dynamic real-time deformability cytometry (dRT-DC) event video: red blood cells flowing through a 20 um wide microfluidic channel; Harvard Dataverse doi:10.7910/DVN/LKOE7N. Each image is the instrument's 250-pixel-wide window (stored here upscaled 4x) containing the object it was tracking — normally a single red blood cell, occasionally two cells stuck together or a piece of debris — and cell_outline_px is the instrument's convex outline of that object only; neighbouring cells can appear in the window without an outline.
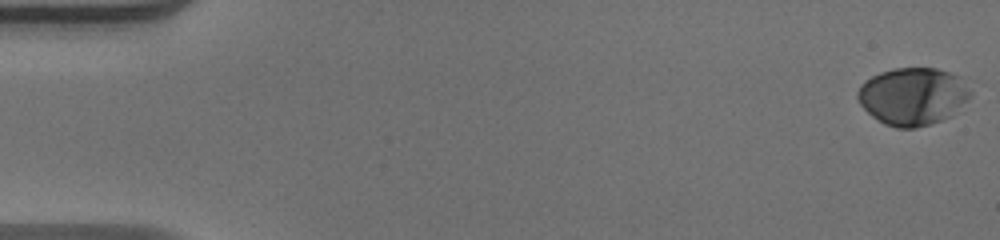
{"species": "human", "species_latin": "Homo sapiens", "temperature_condition": "warm", "stored_images_in_passage": 53, "camera_frame_rate_fps": 3000, "um_per_image_px": 0.085, "donor": {"sex": "male"}, "frame": {"image": 1, "passage_image": 1, "time_ms": 0.0, "image_size_px": [1000, 240], "cell_outline_px": [[972, 92], [952, 116], [916, 128], [896, 128], [884, 124], [872, 116], [860, 104], [856, 96], [856, 92], [860, 84], [872, 76], [880, 72], [896, 68], [936, 68], [948, 72], [956, 76]], "centroid_in_image_um": [77.53, 8.19], "position_along_channel_um": 7.5, "area_um2": 37.45}}
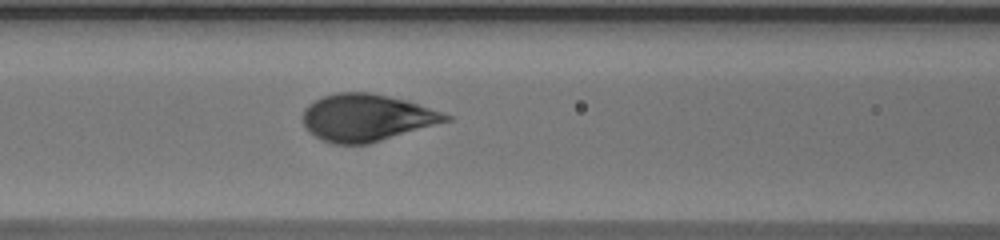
{"frame": {"image": 2, "passage_image": 23, "time_ms": 7.333, "image_size_px": [1000, 240], "cell_outline_px": [[452, 120], [368, 144], [336, 144], [324, 140], [316, 136], [304, 124], [304, 108], [308, 104], [324, 96], [336, 92], [368, 92], [404, 100], [452, 116]], "centroid_in_image_um": [31.16, 10.0], "position_along_channel_um": 135.4, "area_um2": 38.49}}
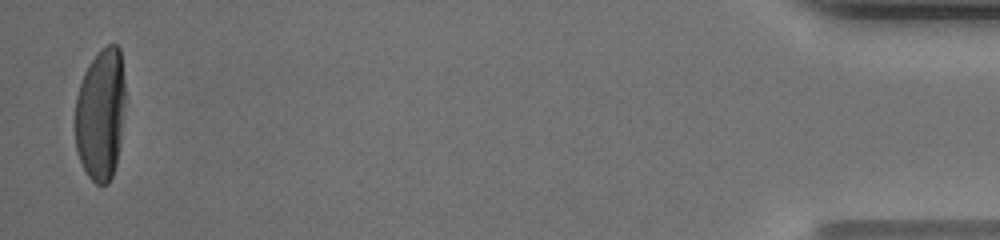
{"frame": {"image": 3, "passage_image": 52, "time_ms": 17.0, "image_size_px": [1000, 240], "cell_outline_px": [[124, 100], [120, 144], [116, 164], [112, 176], [108, 184], [96, 184], [88, 176], [76, 152], [72, 124], [76, 96], [84, 72], [88, 64], [96, 52], [100, 48], [108, 44], [116, 44], [120, 48], [124, 80]], "centroid_in_image_um": [8.5, 9.7], "position_along_channel_um": 426.7, "area_um2": 39.48}}